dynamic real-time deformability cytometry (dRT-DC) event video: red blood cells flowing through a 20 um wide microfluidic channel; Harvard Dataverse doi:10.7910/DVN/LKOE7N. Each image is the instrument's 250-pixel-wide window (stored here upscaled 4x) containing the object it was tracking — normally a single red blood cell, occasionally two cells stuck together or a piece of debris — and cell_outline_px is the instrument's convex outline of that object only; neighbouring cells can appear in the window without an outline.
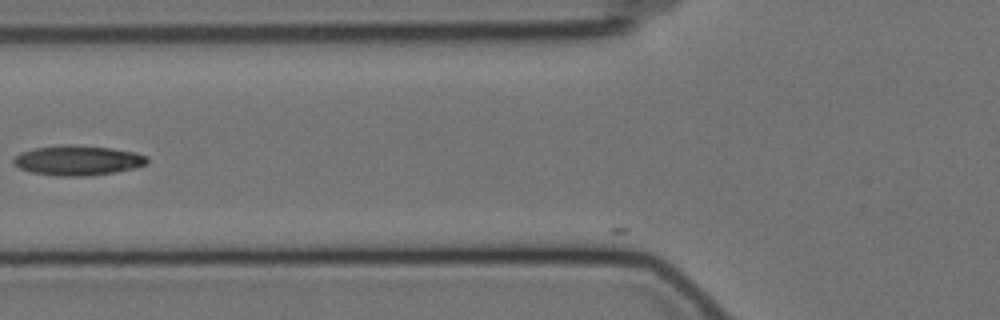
{"species": "Egyptian fruit bat (a non-hibernating species)", "species_latin": "Rousettus aegyptiacus", "temperature_condition": "cold", "stored_images_in_passage": 5, "camera_frame_rate_fps": 3000, "um_per_image_px": 0.085, "animal": {"sex": "female"}, "frame": {"image": 1, "passage_image": 3, "time_ms": 0.667, "image_size_px": [1000, 320], "cell_outline_px": [[148, 164], [132, 168], [112, 172], [88, 176], [60, 176], [32, 172], [20, 168], [12, 164], [12, 160], [20, 152], [32, 148], [64, 144], [76, 144], [112, 148], [136, 152], [148, 156]], "centroid_in_image_um": [6.6, 13.61], "position_along_channel_um": 119.2, "area_um2": 23.47}}